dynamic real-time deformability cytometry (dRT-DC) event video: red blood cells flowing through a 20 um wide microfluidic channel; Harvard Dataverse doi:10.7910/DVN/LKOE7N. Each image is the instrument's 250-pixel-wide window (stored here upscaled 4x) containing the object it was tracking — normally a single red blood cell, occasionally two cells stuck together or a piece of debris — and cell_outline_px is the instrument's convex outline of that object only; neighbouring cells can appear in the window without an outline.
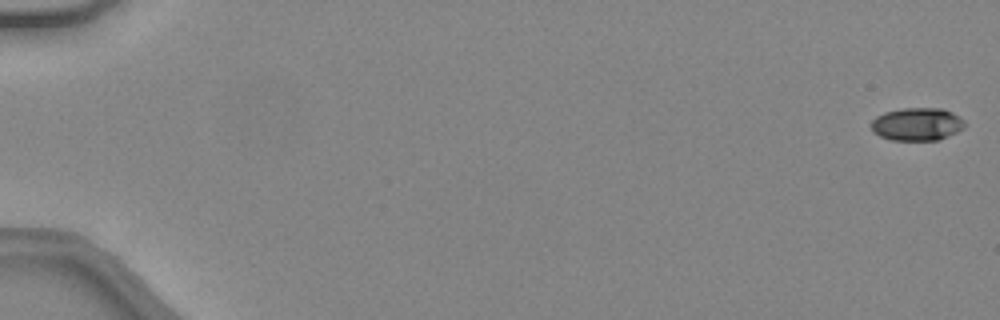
{"species": "common noctule bat (a hibernating species)", "species_latin": "Nyctalus noctula", "temperature_condition": "warm", "stored_images_in_passage": 48, "camera_frame_rate_fps": 3000, "um_per_image_px": 0.085, "animal": {"sex": "female", "body_mass_g": 24.6, "forearm_length_mm": 56.2}, "frame": {"image": 1, "passage_image": 1, "time_ms": 0.0, "image_size_px": [1000, 320], "cell_outline_px": [[964, 128], [948, 136], [936, 140], [892, 140], [880, 136], [872, 132], [872, 120], [876, 116], [884, 112], [900, 108], [940, 108], [952, 112], [960, 116], [964, 120]], "centroid_in_image_um": [77.94, 10.54], "position_along_channel_um": 7.1, "area_um2": 17.98}}
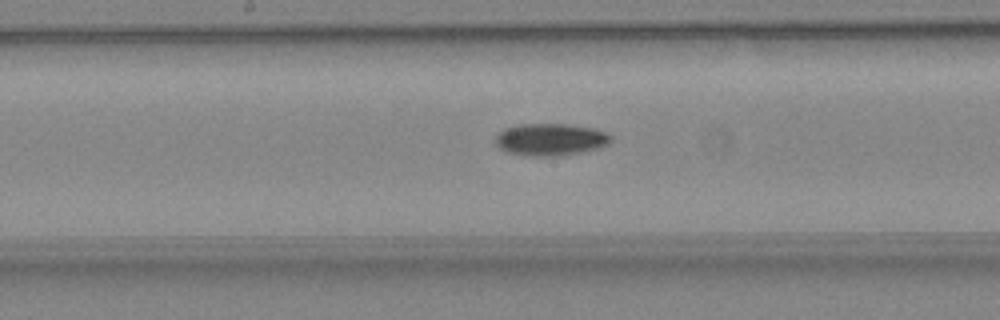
{"frame": {"image": 2, "passage_image": 27, "time_ms": 8.667, "image_size_px": [1000, 320], "cell_outline_px": [[612, 140], [608, 144], [600, 148], [560, 156], [524, 156], [508, 152], [500, 148], [496, 144], [496, 136], [504, 128], [516, 124], [568, 124], [592, 128], [604, 132], [612, 136]], "centroid_in_image_um": [46.78, 11.86], "position_along_channel_um": 201.4, "area_um2": 21.73}}
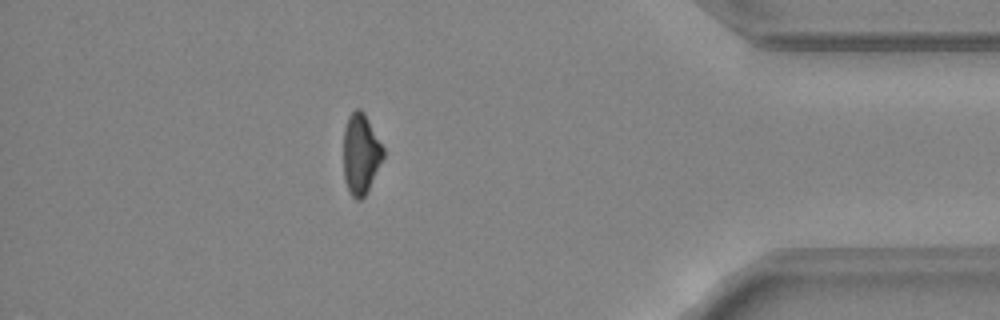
{"frame": {"image": 3, "passage_image": 43, "time_ms": 14.0, "image_size_px": [1000, 320], "cell_outline_px": [[384, 156], [364, 196], [360, 200], [356, 200], [352, 196], [344, 180], [344, 128], [348, 116], [356, 108], [360, 108], [364, 112], [384, 148]], "centroid_in_image_um": [30.66, 13.05], "position_along_channel_um": 404.5, "area_um2": 18.44}, "authors_computed_cell_mechanics": {"area_um2": 19.5364, "velocity_mm_per_s": 4.465, "shape_relaxation_time_tau1_ms": 4.6941, "shape_relaxation_time_tau2_ms": null, "deformation_change_tau1": 0.1383, "deformation_change_tau2": null}}